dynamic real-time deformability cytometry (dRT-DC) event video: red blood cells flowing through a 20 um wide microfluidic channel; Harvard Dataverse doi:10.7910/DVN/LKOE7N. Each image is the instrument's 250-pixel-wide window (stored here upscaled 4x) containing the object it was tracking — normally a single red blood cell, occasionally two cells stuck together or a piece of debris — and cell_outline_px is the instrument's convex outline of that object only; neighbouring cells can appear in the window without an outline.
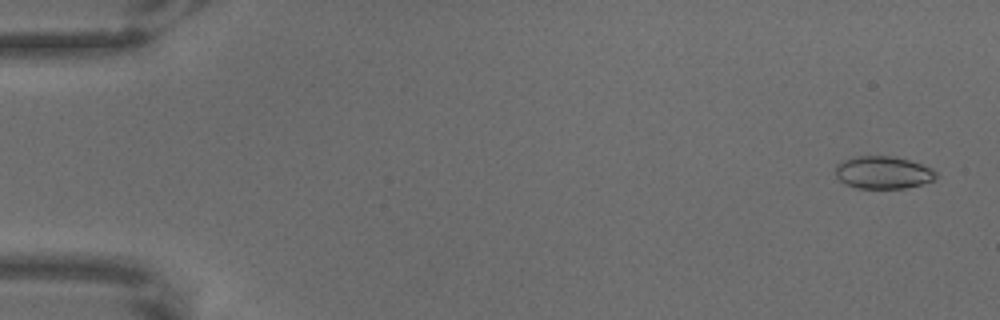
{"species": "common noctule bat (a hibernating species)", "species_latin": "Nyctalus noctula", "temperature_condition": "warm", "stored_images_in_passage": 66, "camera_frame_rate_fps": 3000, "um_per_image_px": 0.085, "animal": {"sex": "male", "body_mass_g": 18.8}, "frame": {"image": 1, "passage_image": 3, "time_ms": 0.667, "image_size_px": [1000, 320], "cell_outline_px": [[936, 176], [932, 180], [920, 184], [904, 188], [856, 188], [844, 184], [836, 176], [836, 164], [844, 160], [856, 156], [896, 156], [932, 168], [936, 172]], "centroid_in_image_um": [75.03, 14.66], "position_along_channel_um": 10.0, "area_um2": 18.96}}
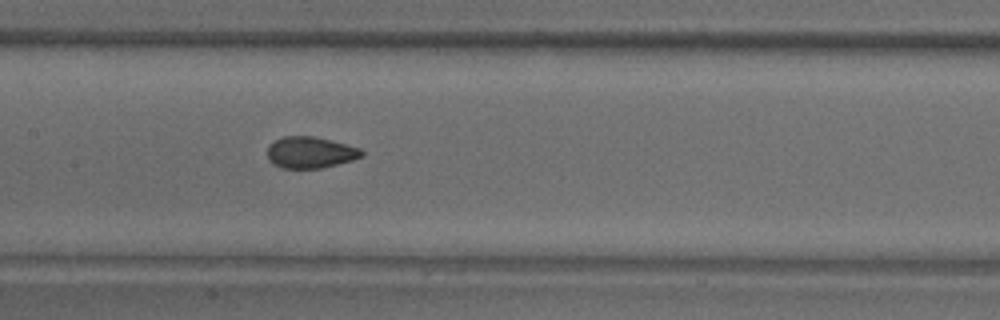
{"frame": {"image": 2, "passage_image": 33, "time_ms": 10.667, "image_size_px": [1000, 320], "cell_outline_px": [[364, 156], [352, 160], [320, 168], [284, 168], [272, 164], [268, 160], [268, 144], [284, 136], [312, 136], [360, 148], [364, 152]], "centroid_in_image_um": [26.35, 12.96], "position_along_channel_um": 181.0, "area_um2": 17.11}}
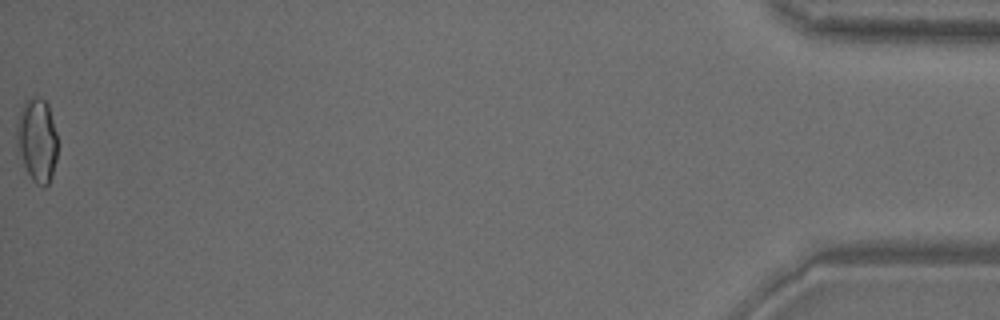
{"frame": {"image": 3, "passage_image": 66, "time_ms": 21.667, "image_size_px": [1000, 320], "cell_outline_px": [[56, 160], [52, 176], [48, 184], [44, 188], [36, 184], [32, 180], [24, 168], [16, 148], [16, 124], [24, 100], [32, 96], [40, 96], [48, 104], [56, 132]], "centroid_in_image_um": [3.12, 11.91], "position_along_channel_um": 432.1, "area_um2": 20.35}}